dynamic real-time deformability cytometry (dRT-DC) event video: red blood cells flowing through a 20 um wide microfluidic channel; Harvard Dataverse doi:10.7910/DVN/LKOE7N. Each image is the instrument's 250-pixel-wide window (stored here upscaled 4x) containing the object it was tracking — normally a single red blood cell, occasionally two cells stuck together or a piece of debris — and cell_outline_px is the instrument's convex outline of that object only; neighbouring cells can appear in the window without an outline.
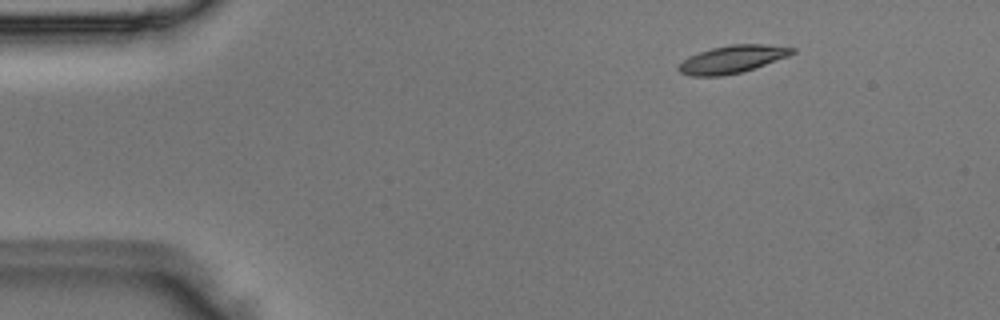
{"species": "Egyptian fruit bat (a non-hibernating species)", "species_latin": "Rousettus aegyptiacus", "temperature_condition": "room temperature", "stored_images_in_passage": 4, "camera_frame_rate_fps": 3000, "um_per_image_px": 0.085, "animal": {"sex": "male"}, "frame": {"image": 1, "passage_image": 2, "time_ms": 0.333, "image_size_px": [1000, 320], "cell_outline_px": [[796, 52], [788, 56], [740, 72], [724, 76], [688, 76], [680, 72], [676, 68], [688, 56], [712, 48], [732, 44], [764, 44], [796, 48]], "centroid_in_image_um": [62.22, 5.03], "position_along_channel_um": 22.8, "area_um2": 18.09}}